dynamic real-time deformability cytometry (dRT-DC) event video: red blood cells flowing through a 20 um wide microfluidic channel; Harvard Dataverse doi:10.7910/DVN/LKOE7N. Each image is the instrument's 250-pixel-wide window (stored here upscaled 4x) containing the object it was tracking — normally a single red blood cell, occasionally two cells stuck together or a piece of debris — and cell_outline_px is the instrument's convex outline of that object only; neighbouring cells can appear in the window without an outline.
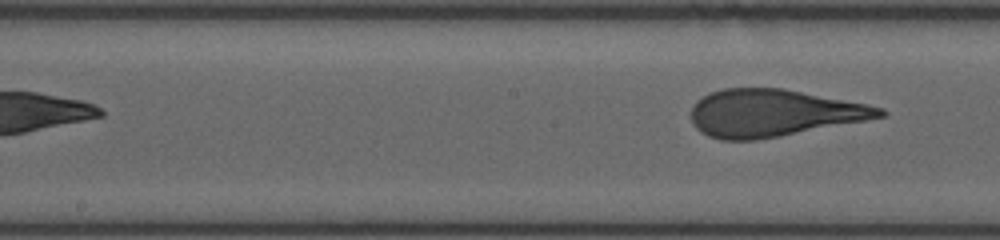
{"species": "human", "species_latin": "Homo sapiens", "temperature_condition": "room temperature", "stored_images_in_passage": 11, "segment_of_instrument_passage": [2, 2], "camera_frame_rate_fps": 3000, "um_per_image_px": 0.085, "donor": {"sex": "female"}, "frame": {"image": 1, "passage_image": 11, "time_ms": 6.333, "image_size_px": [1000, 240], "cell_outline_px": [[888, 112], [884, 116], [864, 120], [780, 136], [756, 140], [720, 140], [708, 136], [700, 132], [696, 128], [692, 120], [692, 108], [696, 100], [708, 92], [724, 88], [784, 88], [868, 104], [884, 108]], "centroid_in_image_um": [65.71, 9.6], "position_along_channel_um": 182.5, "area_um2": 51.85}}